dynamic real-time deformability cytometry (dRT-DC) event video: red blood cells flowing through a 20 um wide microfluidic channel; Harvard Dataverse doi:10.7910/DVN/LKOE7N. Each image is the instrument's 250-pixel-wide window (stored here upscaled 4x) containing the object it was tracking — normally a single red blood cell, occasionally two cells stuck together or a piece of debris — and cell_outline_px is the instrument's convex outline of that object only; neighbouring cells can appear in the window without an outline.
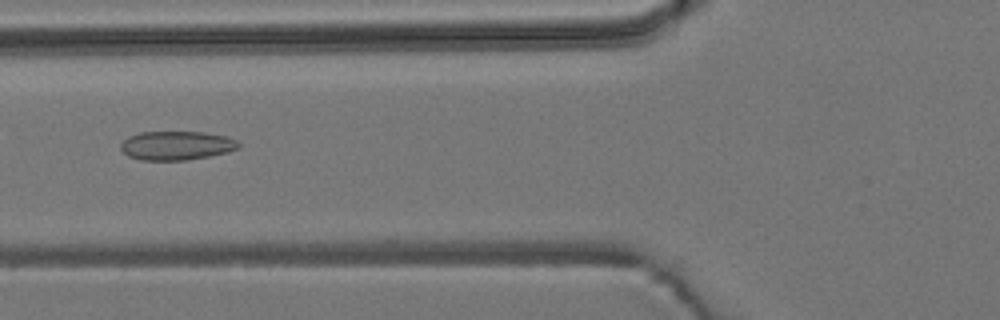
{"species": "common noctule bat (a hibernating species)", "species_latin": "Nyctalus noctula", "temperature_condition": "room temperature", "stored_images_in_passage": 39, "camera_frame_rate_fps": 3000, "um_per_image_px": 0.085, "animal": {"sex": "male", "body_mass_g": 19.2, "forearm_length_mm": 51.8}, "frame": {"image": 1, "passage_image": 6, "time_ms": 1.667, "image_size_px": [1000, 320], "cell_outline_px": [[240, 148], [228, 152], [188, 160], [140, 160], [128, 156], [120, 148], [120, 144], [128, 136], [140, 132], [204, 132], [224, 136], [236, 140], [240, 144]], "centroid_in_image_um": [14.99, 12.37], "position_along_channel_um": 110.8, "area_um2": 19.88}}
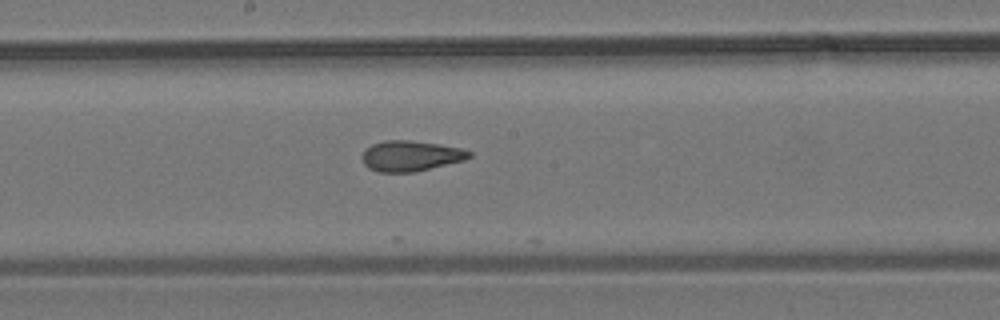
{"frame": {"image": 2, "passage_image": 14, "time_ms": 4.333, "image_size_px": [1000, 320], "cell_outline_px": [[472, 156], [464, 160], [416, 172], [380, 172], [368, 168], [364, 164], [360, 156], [372, 144], [384, 140], [412, 140], [440, 144], [464, 148], [472, 152]], "centroid_in_image_um": [34.93, 13.25], "position_along_channel_um": 213.3, "area_um2": 19.25}}
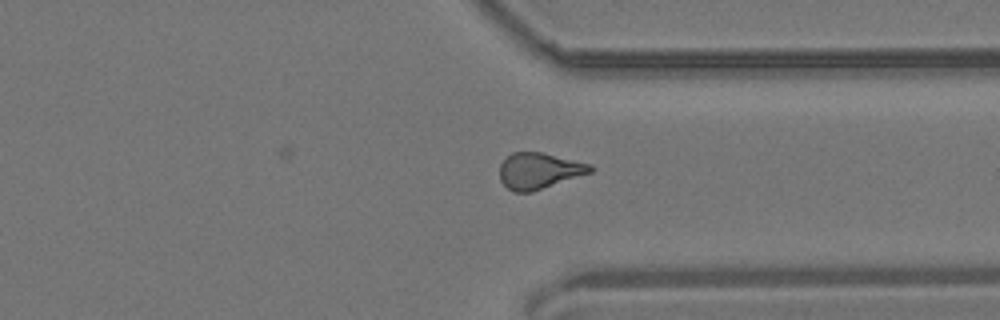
{"frame": {"image": 3, "passage_image": 26, "time_ms": 8.333, "image_size_px": [1000, 320], "cell_outline_px": [[596, 168], [592, 172], [532, 192], [512, 192], [500, 180], [500, 164], [512, 152], [540, 152], [592, 164]], "centroid_in_image_um": [45.84, 14.52], "position_along_channel_um": 365.6, "area_um2": 19.07}, "authors_computed_cell_mechanics": {"area_um2": 18.6694, "velocity_mm_per_s": 3.8324, "shape_relaxation_time_tau1_ms": null, "shape_relaxation_time_tau2_ms": 2.2857, "deformation_change_tau1": null, "deformation_change_tau2": 0.091}}